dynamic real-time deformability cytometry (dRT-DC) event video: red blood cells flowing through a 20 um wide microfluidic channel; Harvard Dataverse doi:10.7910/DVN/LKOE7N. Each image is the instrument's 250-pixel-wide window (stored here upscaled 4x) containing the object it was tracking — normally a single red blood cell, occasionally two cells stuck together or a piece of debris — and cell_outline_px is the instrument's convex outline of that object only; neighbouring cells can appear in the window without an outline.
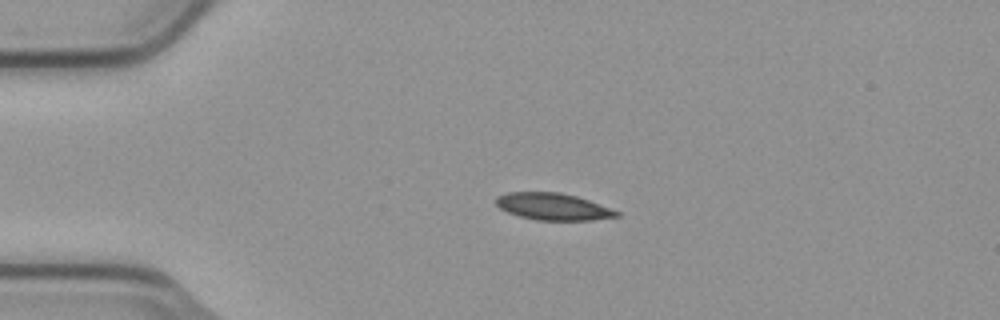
{"species": "common noctule bat (a hibernating species)", "species_latin": "Nyctalus noctula", "temperature_condition": "cold", "stored_images_in_passage": 4, "camera_frame_rate_fps": 3000, "um_per_image_px": 0.085, "animal": {"sex": "male", "body_mass_g": 23.1, "forearm_length_mm": 52.7}, "frame": {"image": 1, "passage_image": 3, "time_ms": 0.667, "image_size_px": [1000, 320], "cell_outline_px": [[620, 216], [592, 220], [536, 220], [520, 216], [508, 212], [500, 208], [496, 204], [496, 196], [508, 192], [560, 192], [576, 196], [588, 200], [620, 212]], "centroid_in_image_um": [46.99, 17.56], "position_along_channel_um": 38.0, "area_um2": 18.79}}